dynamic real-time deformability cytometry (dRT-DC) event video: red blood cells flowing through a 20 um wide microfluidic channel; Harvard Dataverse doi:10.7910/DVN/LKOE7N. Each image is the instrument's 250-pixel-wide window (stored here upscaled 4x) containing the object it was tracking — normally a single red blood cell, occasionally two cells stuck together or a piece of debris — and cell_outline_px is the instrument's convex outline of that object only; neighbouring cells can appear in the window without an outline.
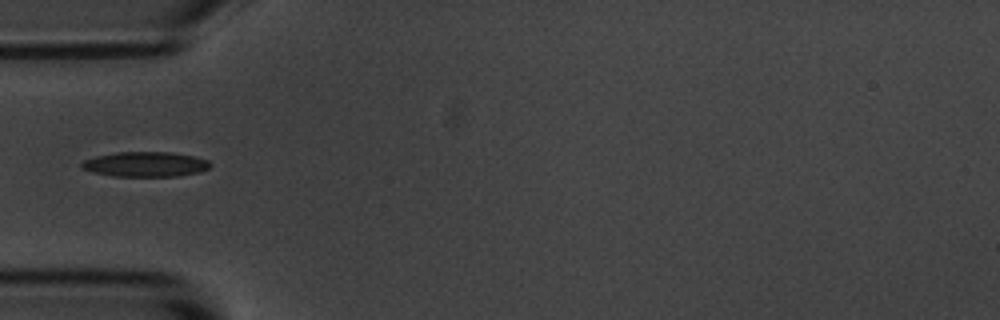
{"species": "common noctule bat (a hibernating species)", "species_latin": "Nyctalus noctula", "temperature_condition": "room temperature", "stored_images_in_passage": 1, "camera_frame_rate_fps": 3000, "um_per_image_px": 0.085, "animal": {"sex": "male", "body_mass_g": 20.1, "forearm_length_mm": 53.5}, "frame": {"image": 1, "passage_image": 1, "time_ms": 0.0, "image_size_px": [1000, 320], "cell_outline_px": [[212, 164], [208, 168], [200, 172], [176, 176], [112, 176], [92, 172], [84, 168], [80, 164], [84, 160], [96, 156], [116, 152], [172, 152], [196, 156], [208, 160]], "centroid_in_image_um": [12.39, 13.95], "position_along_channel_um": 72.6, "area_um2": 18.73}}